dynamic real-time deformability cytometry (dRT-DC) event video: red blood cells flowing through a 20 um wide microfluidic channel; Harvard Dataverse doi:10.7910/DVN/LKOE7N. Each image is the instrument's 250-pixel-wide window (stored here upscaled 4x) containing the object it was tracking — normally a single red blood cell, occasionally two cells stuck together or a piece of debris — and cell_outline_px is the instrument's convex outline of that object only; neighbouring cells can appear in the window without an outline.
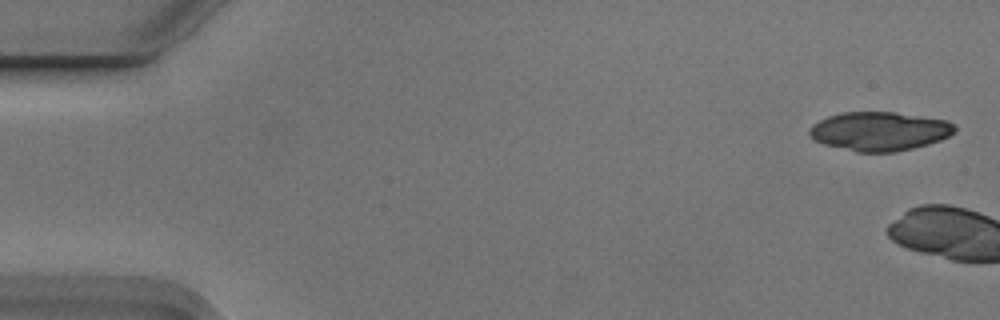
{"species": "Egyptian fruit bat (a non-hibernating species)", "species_latin": "Rousettus aegyptiacus", "temperature_condition": "cold", "stored_images_in_passage": 9, "camera_frame_rate_fps": 3000, "um_per_image_px": 0.085, "animal": {"sex": "male"}, "frame": {"image": 1, "passage_image": 1, "time_ms": 0.0, "image_size_px": [1000, 320], "cell_outline_px": [[956, 132], [940, 140], [928, 144], [896, 152], [856, 152], [824, 144], [816, 140], [808, 132], [808, 128], [812, 124], [828, 116], [844, 112], [896, 112], [948, 120], [956, 128]], "centroid_in_image_um": [74.76, 11.15], "position_along_channel_um": 10.2, "area_um2": 32.95}}
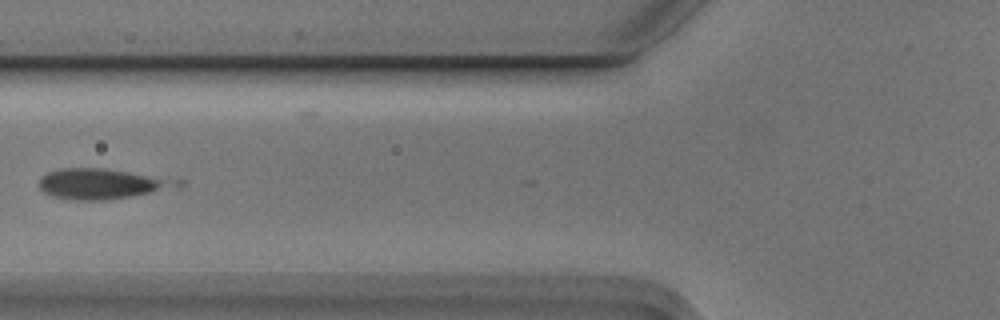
{"frame": {"image": 2, "passage_image": 7, "time_ms": 2.0, "image_size_px": [1000, 320], "cell_outline_px": [[164, 184], [148, 192], [132, 196], [108, 200], [72, 200], [52, 196], [44, 192], [40, 188], [40, 180], [48, 172], [64, 168], [100, 168], [124, 172], [164, 180]], "centroid_in_image_um": [8.15, 15.65], "position_along_channel_um": 117.6, "area_um2": 21.96}}
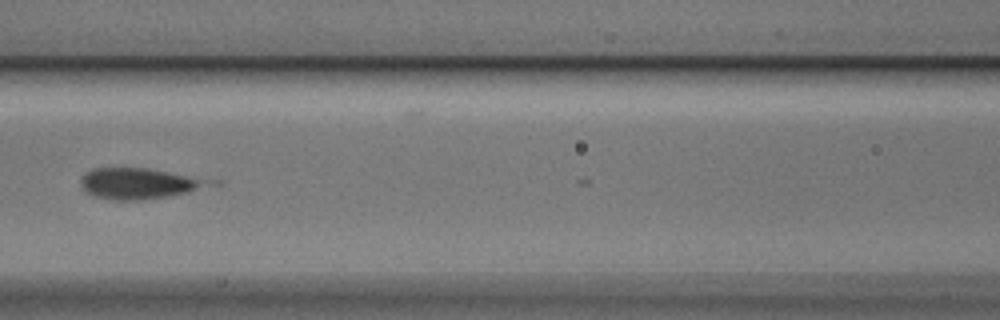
{"frame": {"image": 3, "passage_image": 8, "time_ms": 2.333, "image_size_px": [1000, 320], "cell_outline_px": [[204, 184], [188, 192], [168, 196], [144, 200], [116, 200], [92, 196], [84, 192], [80, 184], [80, 180], [92, 168], [148, 168], [184, 176], [200, 180]], "centroid_in_image_um": [11.51, 15.62], "position_along_channel_um": 155.1, "area_um2": 21.91}}